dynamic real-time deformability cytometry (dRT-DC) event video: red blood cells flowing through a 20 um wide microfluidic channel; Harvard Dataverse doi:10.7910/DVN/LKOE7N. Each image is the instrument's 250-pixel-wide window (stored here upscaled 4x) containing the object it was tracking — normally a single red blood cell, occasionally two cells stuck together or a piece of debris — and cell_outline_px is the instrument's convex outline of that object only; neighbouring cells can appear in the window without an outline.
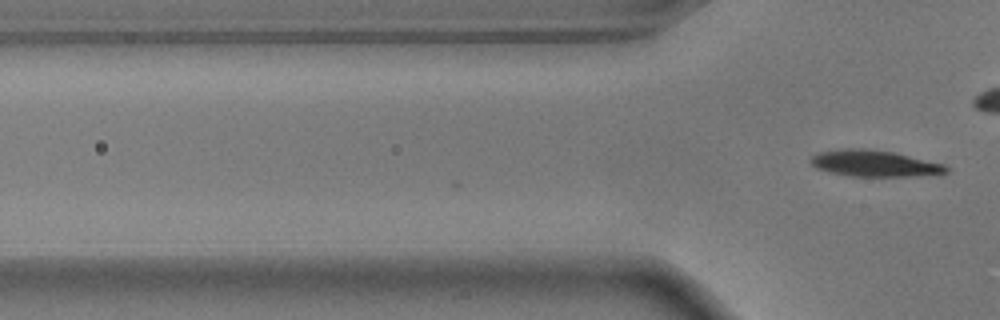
{"species": "common noctule bat (a hibernating species)", "species_latin": "Nyctalus noctula", "temperature_condition": "warm", "stored_images_in_passage": 4, "camera_frame_rate_fps": 3000, "um_per_image_px": 0.085, "animal": {"sex": "male", "body_mass_g": 17.9}, "frame": {"image": 1, "passage_image": 4, "time_ms": 1.0, "image_size_px": [1000, 320], "cell_outline_px": [[948, 172], [940, 176], [852, 176], [832, 172], [816, 168], [808, 160], [812, 156], [820, 152], [844, 148], [864, 148], [892, 152], [944, 164], [948, 168]], "centroid_in_image_um": [74.38, 13.9], "position_along_channel_um": 51.4, "area_um2": 20.87}}